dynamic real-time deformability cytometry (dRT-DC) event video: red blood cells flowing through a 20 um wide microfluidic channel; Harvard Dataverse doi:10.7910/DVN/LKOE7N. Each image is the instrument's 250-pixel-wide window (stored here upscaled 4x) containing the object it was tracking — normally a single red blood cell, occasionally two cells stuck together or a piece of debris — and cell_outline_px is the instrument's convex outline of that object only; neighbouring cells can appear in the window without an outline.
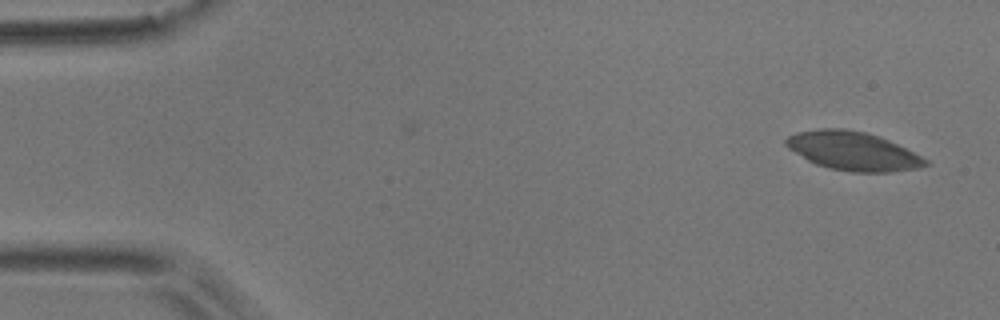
{"species": "common noctule bat (a hibernating species)", "species_latin": "Nyctalus noctula", "temperature_condition": "room temperature", "stored_images_in_passage": 5, "camera_frame_rate_fps": 3000, "um_per_image_px": 0.085, "animal": {"sex": "male", "body_mass_g": 17.9}, "frame": {"image": 1, "passage_image": 1, "time_ms": 0.0, "image_size_px": [1000, 320], "cell_outline_px": [[932, 164], [920, 168], [892, 172], [852, 172], [828, 168], [816, 164], [808, 160], [788, 148], [784, 144], [784, 140], [788, 136], [796, 132], [820, 128], [844, 128], [864, 132], [880, 136], [928, 160]], "centroid_in_image_um": [72.49, 12.84], "position_along_channel_um": 12.5, "area_um2": 31.44}}
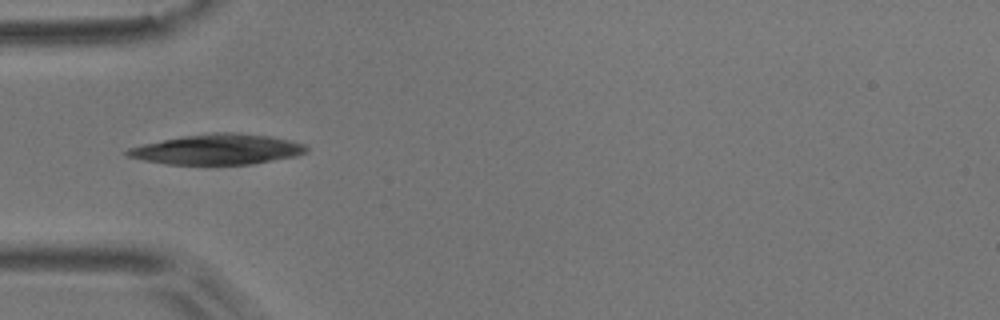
{"frame": {"image": 2, "passage_image": 4, "time_ms": 1.0, "image_size_px": [1000, 320], "cell_outline_px": [[308, 152], [296, 156], [252, 164], [164, 164], [144, 160], [128, 156], [124, 152], [128, 148], [144, 144], [184, 136], [212, 132], [236, 132], [272, 136], [292, 140], [304, 144], [308, 148]], "centroid_in_image_um": [18.54, 12.69], "position_along_channel_um": 66.5, "area_um2": 31.62}}
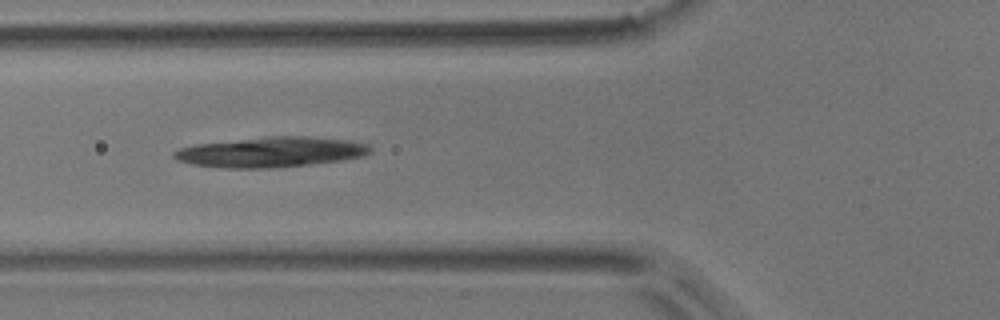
{"frame": {"image": 3, "passage_image": 5, "time_ms": 1.333, "image_size_px": [1000, 320], "cell_outline_px": [[372, 152], [364, 156], [340, 160], [276, 168], [220, 168], [192, 164], [176, 160], [172, 156], [172, 152], [180, 148], [196, 144], [268, 136], [304, 136], [352, 140], [368, 144], [372, 148]], "centroid_in_image_um": [23.03, 12.92], "position_along_channel_um": 102.8, "area_um2": 34.74}}